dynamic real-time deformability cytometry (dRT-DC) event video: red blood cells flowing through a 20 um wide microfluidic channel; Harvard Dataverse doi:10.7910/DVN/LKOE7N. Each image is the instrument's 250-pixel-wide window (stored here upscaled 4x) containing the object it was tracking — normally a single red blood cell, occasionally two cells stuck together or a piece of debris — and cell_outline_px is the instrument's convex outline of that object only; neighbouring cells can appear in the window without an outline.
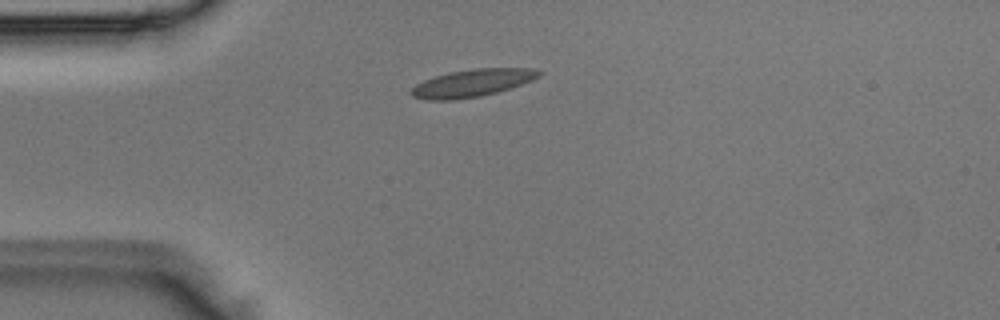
{"species": "Egyptian fruit bat (a non-hibernating species)", "species_latin": "Rousettus aegyptiacus", "temperature_condition": "room temperature", "stored_images_in_passage": 2, "camera_frame_rate_fps": 3000, "um_per_image_px": 0.085, "animal": {"sex": "male"}, "frame": {"image": 1, "passage_image": 1, "time_ms": 0.0, "image_size_px": [1000, 320], "cell_outline_px": [[544, 72], [540, 76], [532, 80], [496, 92], [480, 96], [452, 100], [428, 100], [412, 96], [408, 92], [416, 84], [424, 80], [448, 72], [472, 68], [532, 68]], "centroid_in_image_um": [40.12, 7.05], "position_along_channel_um": 44.9, "area_um2": 20.4}}